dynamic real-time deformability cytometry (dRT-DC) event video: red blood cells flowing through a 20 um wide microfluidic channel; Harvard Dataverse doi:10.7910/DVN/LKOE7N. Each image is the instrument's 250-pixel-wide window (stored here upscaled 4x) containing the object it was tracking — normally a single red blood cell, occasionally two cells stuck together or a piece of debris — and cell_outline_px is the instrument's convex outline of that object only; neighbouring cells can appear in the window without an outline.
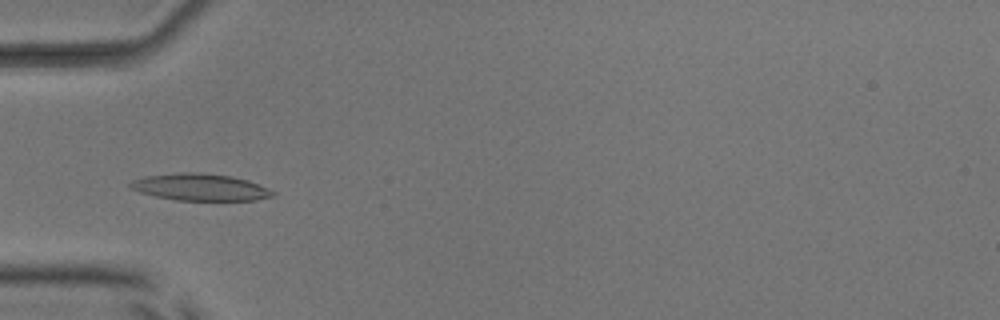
{"species": "common noctule bat (a hibernating species)", "species_latin": "Nyctalus noctula", "temperature_condition": "room temperature", "stored_images_in_passage": 53, "camera_frame_rate_fps": 3000, "um_per_image_px": 0.085, "animal": {"sex": "male", "body_mass_g": 17.9, "forearm_length_mm": 54.2}, "frame": {"image": 1, "passage_image": 18, "time_ms": 5.667, "image_size_px": [1000, 320], "cell_outline_px": [[276, 196], [256, 200], [176, 200], [156, 196], [140, 192], [128, 188], [128, 184], [132, 180], [144, 176], [184, 172], [200, 172], [232, 176], [248, 180], [268, 188], [276, 192]], "centroid_in_image_um": [17.03, 15.9], "position_along_channel_um": 68.0, "area_um2": 22.48}}
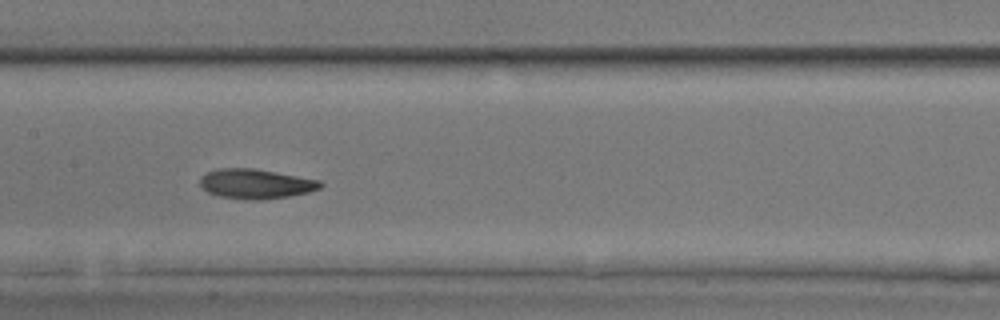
{"frame": {"image": 2, "passage_image": 27, "time_ms": 8.667, "image_size_px": [1000, 320], "cell_outline_px": [[324, 184], [320, 188], [308, 192], [288, 196], [260, 200], [248, 200], [220, 196], [208, 192], [200, 184], [200, 176], [216, 168], [252, 168], [320, 180]], "centroid_in_image_um": [21.73, 15.62], "position_along_channel_um": 185.7, "area_um2": 20.69}}
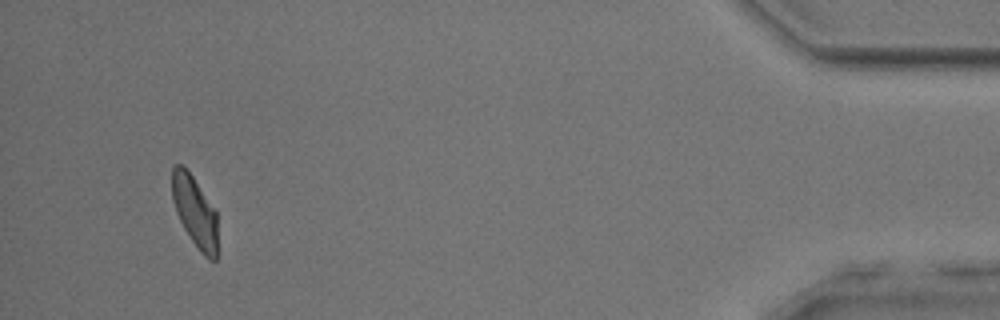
{"frame": {"image": 3, "passage_image": 50, "time_ms": 16.333, "image_size_px": [1000, 320], "cell_outline_px": [[216, 260], [208, 260], [200, 252], [184, 228], [176, 212], [172, 200], [172, 164], [184, 164], [216, 208]], "centroid_in_image_um": [16.55, 17.92], "position_along_channel_um": 418.7, "area_um2": 19.02}, "authors_computed_cell_mechanics": {"area_um2": 20.5768, "velocity_mm_per_s": 3.9697, "shape_relaxation_time_tau1_ms": 3.3373, "shape_relaxation_time_tau2_ms": 3.0852, "deformation_change_tau1": 0.145, "deformation_change_tau2": 0.1074}}